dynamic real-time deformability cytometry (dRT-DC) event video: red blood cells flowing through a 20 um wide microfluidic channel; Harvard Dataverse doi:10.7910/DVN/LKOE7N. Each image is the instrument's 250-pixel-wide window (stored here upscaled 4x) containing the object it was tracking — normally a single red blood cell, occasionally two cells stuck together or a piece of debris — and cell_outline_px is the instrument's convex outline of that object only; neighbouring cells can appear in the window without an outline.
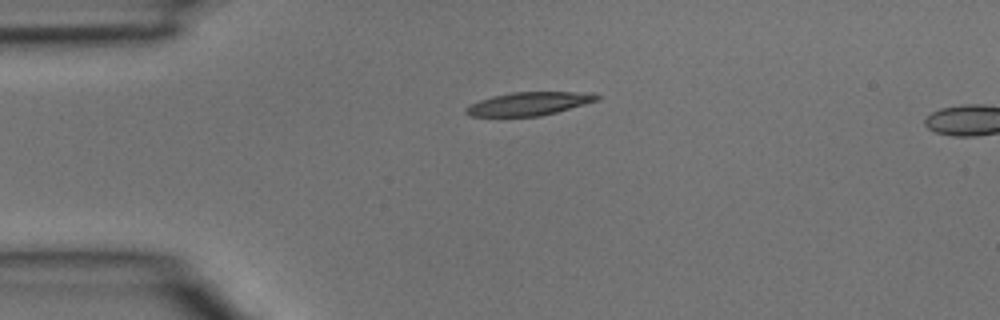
{"species": "common noctule bat (a hibernating species)", "species_latin": "Nyctalus noctula", "temperature_condition": "room temperature", "stored_images_in_passage": 2, "camera_frame_rate_fps": 3000, "um_per_image_px": 0.085, "animal": {"sex": "male", "body_mass_g": 15.6}, "frame": {"image": 1, "passage_image": 1, "time_ms": 0.0, "image_size_px": [1000, 320], "cell_outline_px": [[600, 100], [556, 112], [540, 116], [468, 116], [464, 112], [464, 108], [480, 100], [492, 96], [512, 92], [592, 92], [600, 96]], "centroid_in_image_um": [44.98, 8.81], "position_along_channel_um": 40.0, "area_um2": 17.8}}